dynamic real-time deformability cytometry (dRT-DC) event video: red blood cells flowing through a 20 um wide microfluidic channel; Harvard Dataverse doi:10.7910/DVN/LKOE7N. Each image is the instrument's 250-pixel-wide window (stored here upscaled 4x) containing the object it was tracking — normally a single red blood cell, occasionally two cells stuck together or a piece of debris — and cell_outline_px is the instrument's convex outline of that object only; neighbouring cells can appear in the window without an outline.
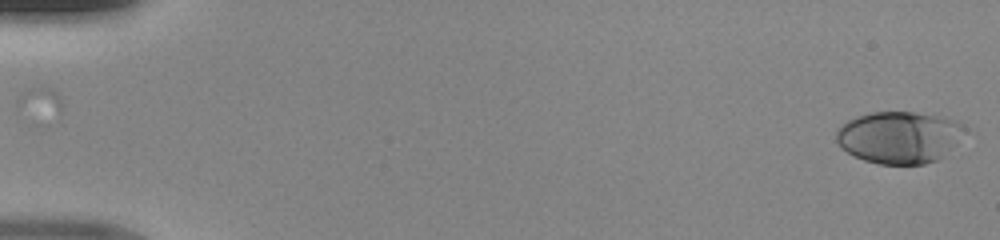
{"species": "human", "species_latin": "Homo sapiens", "temperature_condition": "room temperature", "stored_images_in_passage": 46, "camera_frame_rate_fps": 3000, "um_per_image_px": 0.085, "donor": {"sex": "male"}, "frame": {"image": 1, "passage_image": 1, "time_ms": 0.0, "image_size_px": [1000, 240], "cell_outline_px": [[964, 128], [940, 156], [936, 160], [924, 164], [880, 164], [864, 160], [840, 148], [836, 140], [836, 132], [848, 120], [856, 116], [872, 112], [912, 112], [944, 116], [960, 120]], "centroid_in_image_um": [76.35, 11.64], "position_along_channel_um": 8.6, "area_um2": 38.09}}
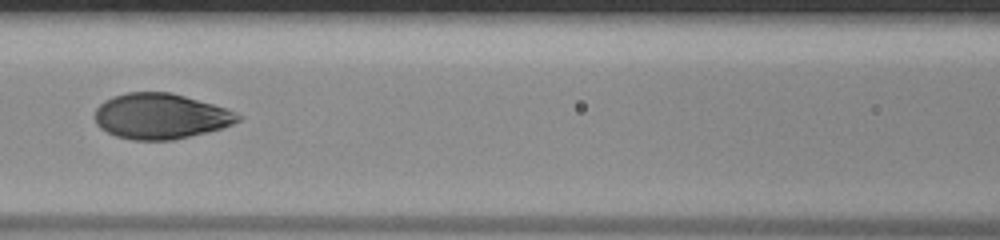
{"frame": {"image": 2, "passage_image": 23, "time_ms": 7.333, "image_size_px": [1000, 240], "cell_outline_px": [[244, 116], [240, 120], [232, 124], [208, 132], [172, 140], [132, 140], [116, 136], [100, 128], [96, 124], [96, 108], [104, 100], [112, 96], [128, 92], [172, 92], [212, 104], [236, 112]], "centroid_in_image_um": [13.65, 9.87], "position_along_channel_um": 153.0, "area_um2": 37.92}}
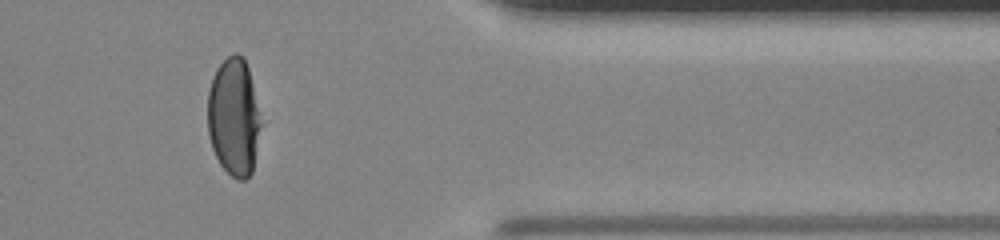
{"frame": {"image": 3, "passage_image": 41, "time_ms": 13.333, "image_size_px": [1000, 240], "cell_outline_px": [[260, 124], [252, 172], [244, 180], [236, 180], [220, 164], [212, 148], [208, 132], [208, 92], [216, 68], [228, 56], [236, 52], [240, 52], [244, 56], [248, 68], [252, 84]], "centroid_in_image_um": [19.84, 9.93], "position_along_channel_um": 391.6, "area_um2": 35.89}}